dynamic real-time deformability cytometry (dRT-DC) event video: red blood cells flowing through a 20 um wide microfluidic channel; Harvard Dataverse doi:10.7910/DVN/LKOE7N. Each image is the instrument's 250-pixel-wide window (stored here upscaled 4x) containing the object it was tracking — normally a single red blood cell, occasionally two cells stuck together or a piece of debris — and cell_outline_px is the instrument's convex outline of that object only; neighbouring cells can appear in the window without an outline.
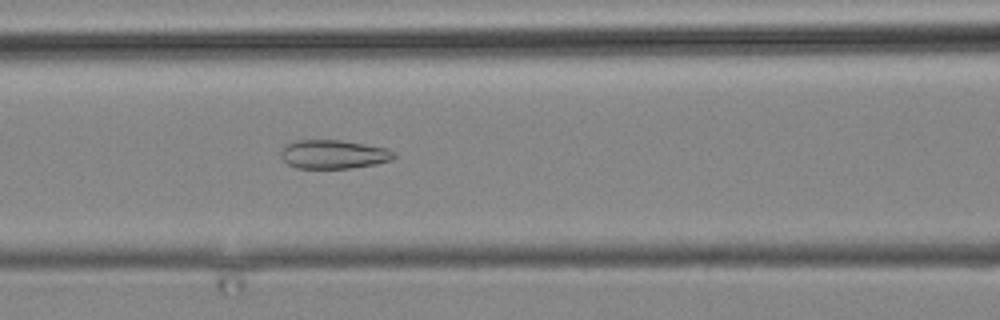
{"species": "common noctule bat (a hibernating species)", "species_latin": "Nyctalus noctula", "temperature_condition": "cold", "stored_images_in_passage": 3, "camera_frame_rate_fps": 3000, "um_per_image_px": 0.085, "animal": {"sex": "male", "body_mass_g": 19.2, "forearm_length_mm": 51.8}, "frame": {"image": 1, "passage_image": 3, "time_ms": 2.333, "image_size_px": [1000, 320], "cell_outline_px": [[396, 156], [392, 160], [376, 164], [348, 168], [296, 168], [288, 164], [280, 156], [280, 152], [284, 144], [296, 140], [340, 140], [388, 148], [396, 152]], "centroid_in_image_um": [28.35, 13.11], "position_along_channel_um": 138.3, "area_um2": 19.13}}